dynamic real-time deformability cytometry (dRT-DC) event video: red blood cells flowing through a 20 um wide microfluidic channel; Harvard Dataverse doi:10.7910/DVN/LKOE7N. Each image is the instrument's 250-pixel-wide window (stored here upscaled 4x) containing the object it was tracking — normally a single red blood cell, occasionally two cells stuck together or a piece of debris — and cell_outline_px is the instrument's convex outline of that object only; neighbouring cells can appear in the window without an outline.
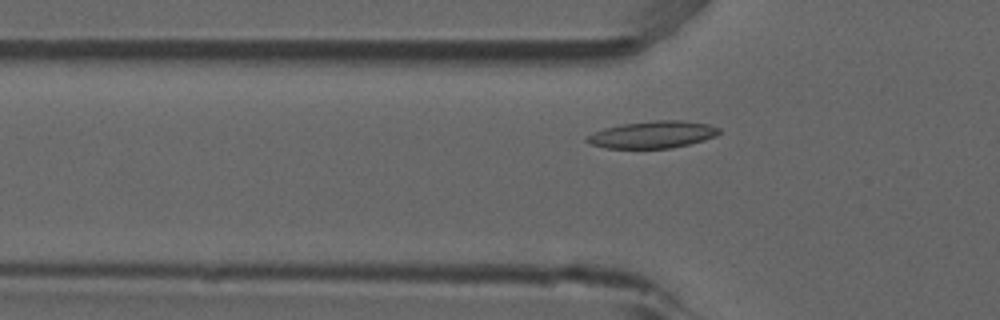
{"species": "common noctule bat (a hibernating species)", "species_latin": "Nyctalus noctula", "temperature_condition": "room temperature", "stored_images_in_passage": 44, "camera_frame_rate_fps": 3000, "um_per_image_px": 0.085, "animal": {"sex": "male", "forearm_length_mm": 52.5}, "frame": {"image": 1, "passage_image": 13, "time_ms": 4.0, "image_size_px": [1000, 320], "cell_outline_px": [[720, 132], [716, 136], [704, 140], [672, 148], [604, 148], [592, 144], [584, 140], [592, 132], [604, 128], [620, 124], [656, 120], [680, 120], [708, 124], [720, 128]], "centroid_in_image_um": [55.46, 11.44], "position_along_channel_um": 70.3, "area_um2": 20.87}}
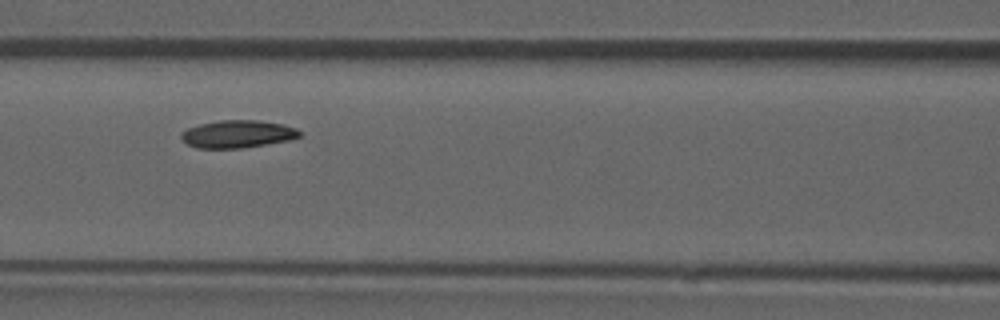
{"frame": {"image": 2, "passage_image": 19, "time_ms": 6.0, "image_size_px": [1000, 320], "cell_outline_px": [[300, 136], [292, 140], [240, 148], [196, 148], [188, 144], [180, 136], [188, 128], [200, 124], [220, 120], [256, 120], [284, 124], [296, 128], [300, 132]], "centroid_in_image_um": [20.23, 11.39], "position_along_channel_um": 146.4, "area_um2": 18.9}}
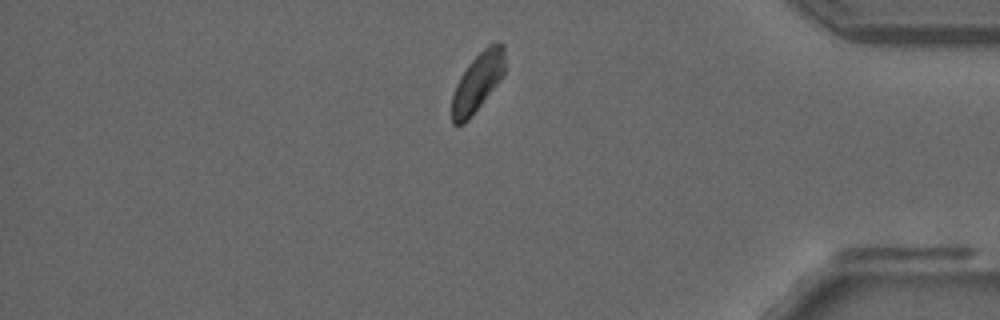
{"frame": {"image": 3, "passage_image": 41, "time_ms": 13.333, "image_size_px": [1000, 320], "cell_outline_px": [[504, 72], [500, 80], [468, 120], [464, 124], [456, 128], [452, 124], [452, 96], [456, 84], [460, 76], [468, 64], [488, 44], [504, 44]], "centroid_in_image_um": [40.56, 7.03], "position_along_channel_um": 394.6, "area_um2": 17.92}}